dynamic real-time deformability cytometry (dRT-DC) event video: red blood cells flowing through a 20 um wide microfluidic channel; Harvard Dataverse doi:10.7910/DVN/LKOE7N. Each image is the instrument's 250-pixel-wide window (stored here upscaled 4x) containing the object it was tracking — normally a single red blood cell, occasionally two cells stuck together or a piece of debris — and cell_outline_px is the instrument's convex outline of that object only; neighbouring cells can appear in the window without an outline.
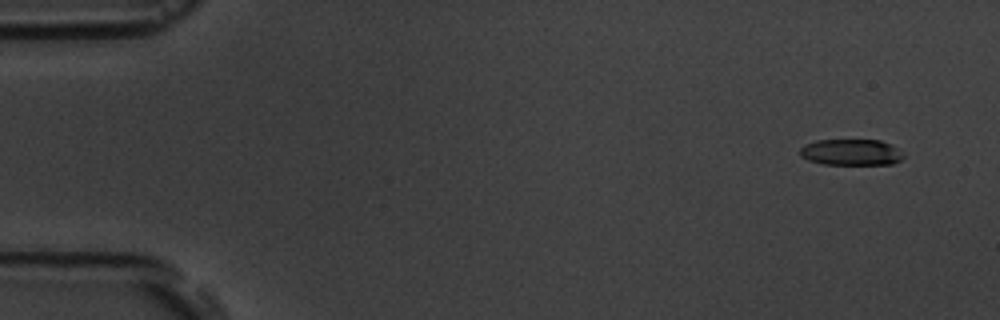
{"species": "common noctule bat (a hibernating species)", "species_latin": "Nyctalus noctula", "temperature_condition": "room temperature", "stored_images_in_passage": 5, "camera_frame_rate_fps": 3000, "um_per_image_px": 0.085, "animal": {"sex": "male", "body_mass_g": 19.5, "forearm_length_mm": 54.6}, "frame": {"image": 1, "passage_image": 1, "time_ms": 0.0, "image_size_px": [1000, 320], "cell_outline_px": [[904, 156], [900, 160], [892, 164], [824, 164], [808, 160], [800, 156], [800, 148], [804, 144], [816, 140], [880, 140], [892, 144]], "centroid_in_image_um": [72.32, 12.93], "position_along_channel_um": 12.7, "area_um2": 15.78}}
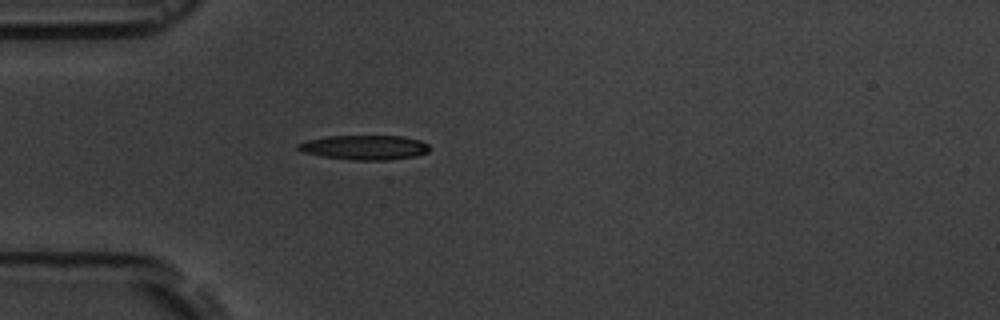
{"frame": {"image": 2, "passage_image": 5, "time_ms": 4.333, "image_size_px": [1000, 320], "cell_outline_px": [[432, 148], [428, 152], [416, 156], [388, 160], [352, 160], [320, 156], [304, 152], [296, 148], [296, 144], [308, 140], [328, 136], [404, 136], [420, 140], [428, 144]], "centroid_in_image_um": [31.02, 12.53], "position_along_channel_um": 54.0, "area_um2": 18.96}}